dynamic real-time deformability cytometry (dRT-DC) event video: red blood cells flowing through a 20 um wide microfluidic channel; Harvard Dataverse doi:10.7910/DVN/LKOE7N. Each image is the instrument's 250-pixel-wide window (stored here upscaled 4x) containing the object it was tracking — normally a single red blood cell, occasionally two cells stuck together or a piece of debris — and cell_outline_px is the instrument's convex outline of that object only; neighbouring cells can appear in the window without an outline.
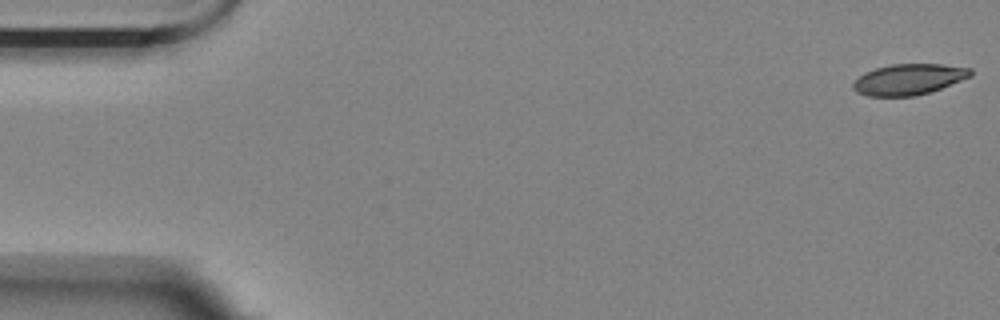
{"species": "Egyptian fruit bat (a non-hibernating species)", "species_latin": "Rousettus aegyptiacus", "temperature_condition": "room temperature", "stored_images_in_passage": 57, "camera_frame_rate_fps": 3000, "um_per_image_px": 0.085, "animal": {"sex": "female"}, "frame": {"image": 1, "passage_image": 1, "time_ms": 0.0, "image_size_px": [1000, 320], "cell_outline_px": [[972, 76], [940, 88], [916, 96], [868, 96], [856, 92], [852, 88], [852, 84], [864, 72], [876, 68], [892, 64], [944, 64], [972, 68]], "centroid_in_image_um": [77.24, 6.74], "position_along_channel_um": 7.8, "area_um2": 21.1}}
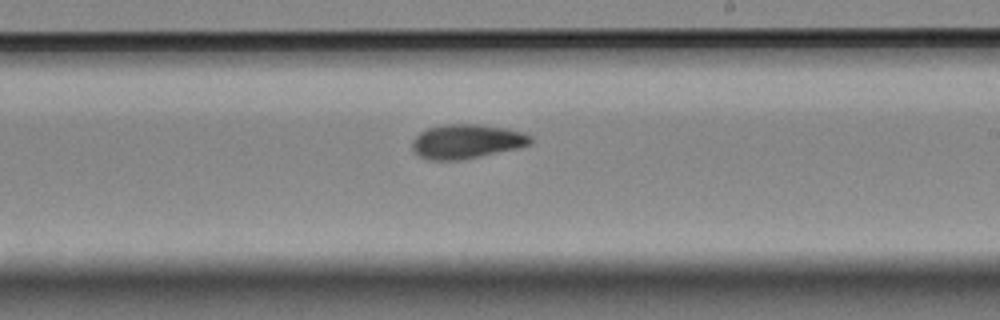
{"frame": {"image": 2, "passage_image": 33, "time_ms": 10.667, "image_size_px": [1000, 320], "cell_outline_px": [[532, 144], [516, 148], [480, 156], [460, 160], [428, 160], [412, 152], [412, 140], [420, 132], [428, 128], [444, 124], [476, 124], [504, 128], [524, 132], [532, 136]], "centroid_in_image_um": [39.64, 12.02], "position_along_channel_um": 249.4, "area_um2": 23.64}}
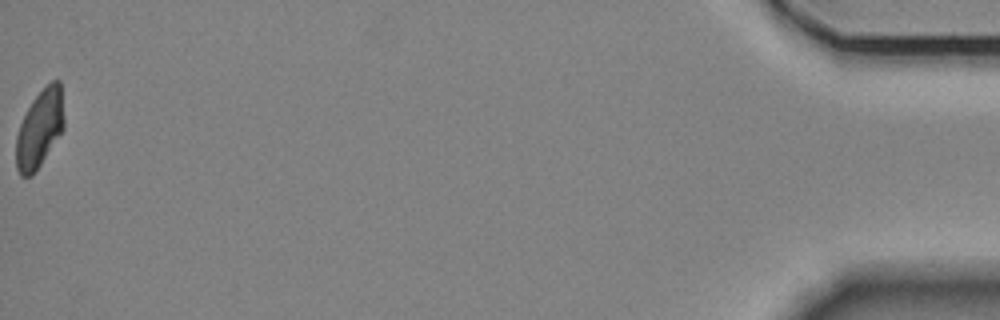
{"frame": {"image": 3, "passage_image": 57, "time_ms": 18.667, "image_size_px": [1000, 320], "cell_outline_px": [[64, 128], [32, 176], [20, 176], [16, 168], [16, 136], [20, 124], [32, 100], [52, 80], [60, 80], [64, 116]], "centroid_in_image_um": [3.37, 10.94], "position_along_channel_um": 431.8, "area_um2": 21.44}, "authors_computed_cell_mechanics": {"area_um2": 22.8888, "velocity_mm_per_s": 3.5063, "shape_relaxation_time_tau1_ms": 6.2531, "shape_relaxation_time_tau2_ms": null, "deformation_change_tau1": 0.1699, "deformation_change_tau2": null}}